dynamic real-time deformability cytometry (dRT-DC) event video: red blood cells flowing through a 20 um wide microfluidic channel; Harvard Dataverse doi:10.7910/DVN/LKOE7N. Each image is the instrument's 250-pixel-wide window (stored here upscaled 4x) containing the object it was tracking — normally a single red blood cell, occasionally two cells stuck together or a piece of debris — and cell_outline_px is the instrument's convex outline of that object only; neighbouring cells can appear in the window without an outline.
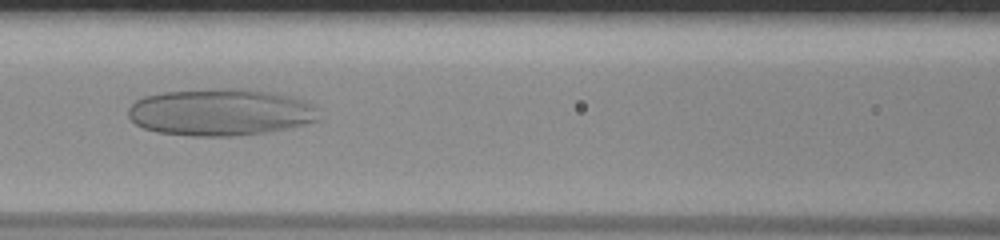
{"species": "human", "species_latin": "Homo sapiens", "temperature_condition": "room temperature", "stored_images_in_passage": 54, "camera_frame_rate_fps": 3000, "um_per_image_px": 0.085, "donor": {"sex": "male"}, "frame": {"image": 1, "passage_image": 25, "time_ms": 8.0, "image_size_px": [1000, 240], "cell_outline_px": [[320, 120], [304, 124], [264, 132], [232, 136], [192, 136], [156, 132], [144, 128], [136, 124], [128, 116], [128, 108], [136, 100], [144, 96], [164, 92], [232, 88], [264, 92], [292, 96], [304, 100], [312, 104], [316, 108], [320, 116]], "centroid_in_image_um": [18.72, 9.55], "position_along_channel_um": 147.9, "area_um2": 51.73}}
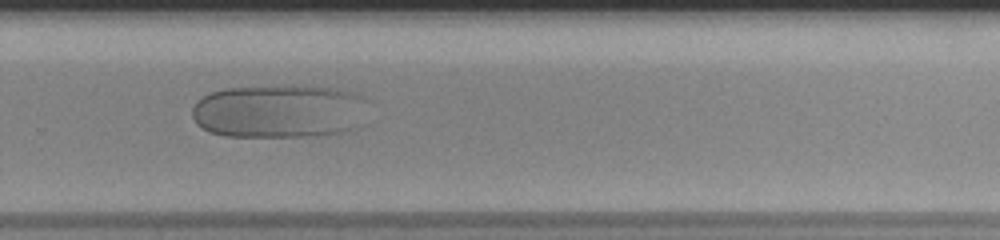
{"frame": {"image": 2, "passage_image": 38, "time_ms": 12.333, "image_size_px": [1000, 240], "cell_outline_px": [[364, 100], [348, 128], [344, 132], [316, 136], [224, 136], [212, 132], [196, 124], [192, 116], [192, 108], [204, 96], [212, 92], [228, 88], [336, 88], [360, 96]], "centroid_in_image_um": [23.54, 9.49], "position_along_channel_um": 306.3, "area_um2": 52.19}}
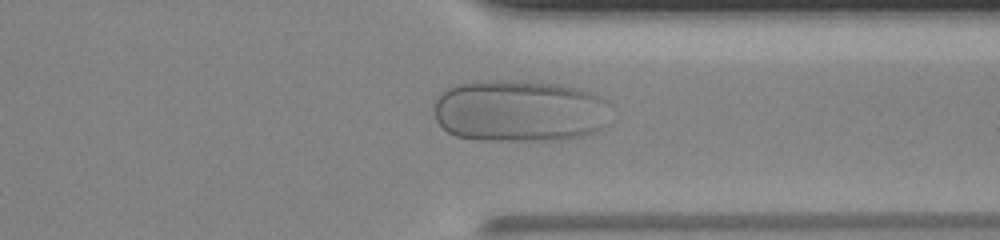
{"frame": {"image": 3, "passage_image": 43, "time_ms": 14.0, "image_size_px": [1000, 240], "cell_outline_px": [[608, 100], [600, 128], [584, 136], [560, 140], [480, 140], [456, 136], [448, 132], [436, 120], [436, 100], [440, 92], [456, 84], [556, 84], [576, 88], [600, 96]], "centroid_in_image_um": [44.13, 9.5], "position_along_channel_um": 367.3, "area_um2": 61.61}}